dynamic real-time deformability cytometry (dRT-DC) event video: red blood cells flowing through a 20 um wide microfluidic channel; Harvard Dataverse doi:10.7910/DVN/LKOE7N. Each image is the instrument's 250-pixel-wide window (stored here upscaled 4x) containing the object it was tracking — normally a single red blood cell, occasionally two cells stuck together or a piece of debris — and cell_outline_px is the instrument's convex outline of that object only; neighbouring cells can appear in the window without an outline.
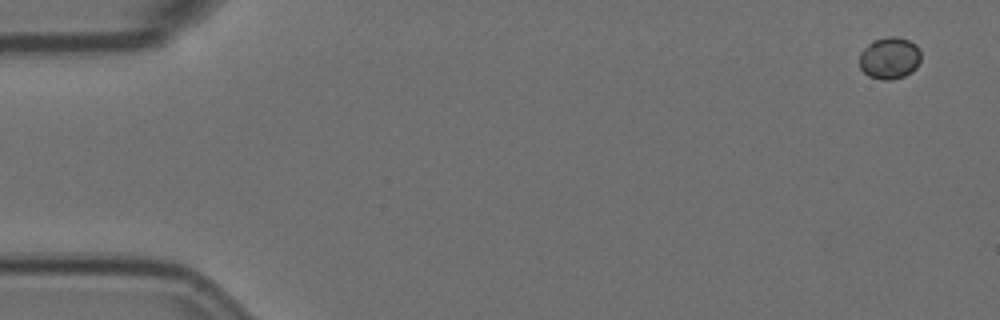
{"species": "Egyptian fruit bat (a non-hibernating species)", "species_latin": "Rousettus aegyptiacus", "temperature_condition": "room temperature", "stored_images_in_passage": 6, "camera_frame_rate_fps": 3000, "um_per_image_px": 0.085, "animal": {"sex": "female"}, "frame": {"image": 1, "passage_image": 1, "time_ms": 0.0, "image_size_px": [1000, 320], "cell_outline_px": [[920, 60], [916, 68], [912, 72], [904, 76], [892, 80], [884, 80], [868, 76], [860, 68], [860, 52], [872, 40], [888, 36], [896, 36], [908, 40], [916, 44], [920, 52]], "centroid_in_image_um": [75.61, 4.93], "position_along_channel_um": 9.4, "area_um2": 15.14}}